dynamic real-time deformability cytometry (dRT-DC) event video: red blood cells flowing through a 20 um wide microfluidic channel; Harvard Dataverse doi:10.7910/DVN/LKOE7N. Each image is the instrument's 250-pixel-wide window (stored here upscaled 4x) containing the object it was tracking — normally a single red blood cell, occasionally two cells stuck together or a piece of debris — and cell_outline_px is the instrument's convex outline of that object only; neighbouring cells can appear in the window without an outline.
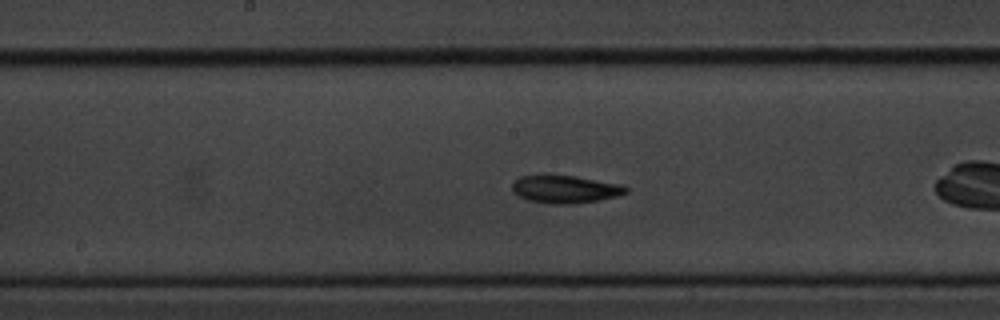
{"species": "common noctule bat (a hibernating species)", "species_latin": "Nyctalus noctula", "temperature_condition": "cold", "stored_images_in_passage": 42, "camera_frame_rate_fps": 3000, "um_per_image_px": 0.085, "animal": {"sex": "male", "body_mass_g": 20.1, "forearm_length_mm": 53.5}, "frame": {"image": 1, "passage_image": 14, "time_ms": 4.333, "image_size_px": [1000, 320], "cell_outline_px": [[628, 192], [616, 196], [596, 200], [572, 204], [552, 204], [528, 200], [512, 192], [512, 184], [520, 176], [536, 172], [548, 172], [576, 176], [620, 184], [628, 188]], "centroid_in_image_um": [47.95, 16.02], "position_along_channel_um": 200.3, "area_um2": 19.02}}
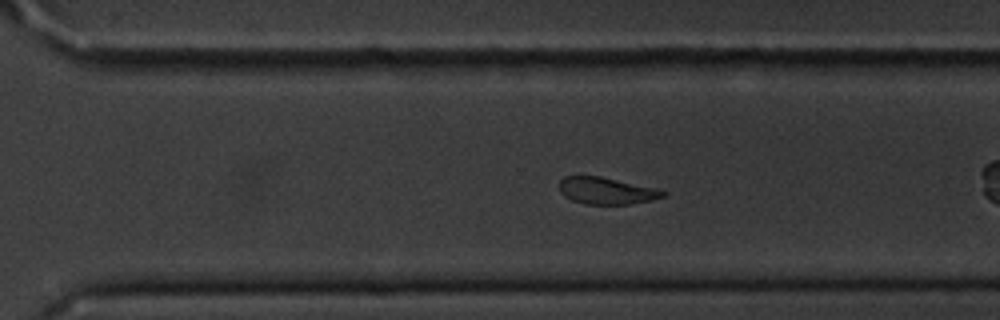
{"frame": {"image": 2, "passage_image": 24, "time_ms": 7.667, "image_size_px": [1000, 320], "cell_outline_px": [[668, 192], [664, 196], [652, 200], [628, 204], [584, 204], [572, 200], [564, 196], [560, 192], [560, 180], [564, 176], [600, 176], [656, 188]], "centroid_in_image_um": [51.54, 16.21], "position_along_channel_um": 319.1, "area_um2": 16.18}}
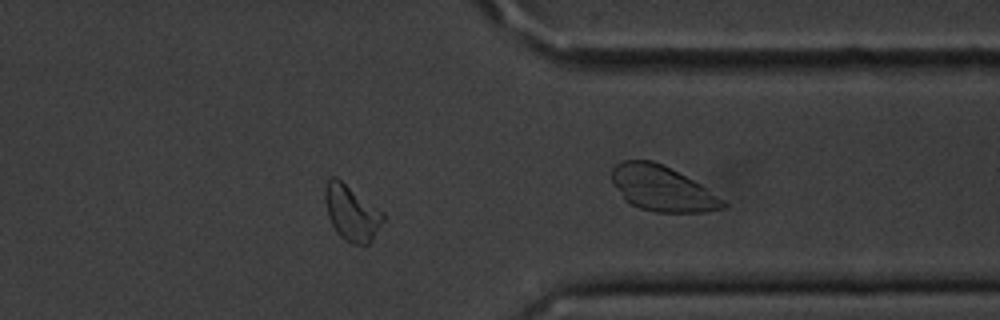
{"frame": {"image": 3, "passage_image": 30, "time_ms": 9.667, "image_size_px": [1000, 320], "cell_outline_px": [[384, 220], [372, 240], [368, 244], [352, 244], [344, 240], [336, 232], [328, 216], [324, 196], [324, 188], [328, 180], [332, 176], [336, 176], [384, 212]], "centroid_in_image_um": [29.88, 18.09], "position_along_channel_um": 381.5, "area_um2": 18.84}, "authors_computed_cell_mechanics": {"area_um2": 18.2937, "velocity_mm_per_s": 3.578, "shape_relaxation_time_tau1_ms": 2.5627, "shape_relaxation_time_tau2_ms": 1.9652, "deformation_change_tau1": 0.0895, "deformation_change_tau2": 0.0599}}